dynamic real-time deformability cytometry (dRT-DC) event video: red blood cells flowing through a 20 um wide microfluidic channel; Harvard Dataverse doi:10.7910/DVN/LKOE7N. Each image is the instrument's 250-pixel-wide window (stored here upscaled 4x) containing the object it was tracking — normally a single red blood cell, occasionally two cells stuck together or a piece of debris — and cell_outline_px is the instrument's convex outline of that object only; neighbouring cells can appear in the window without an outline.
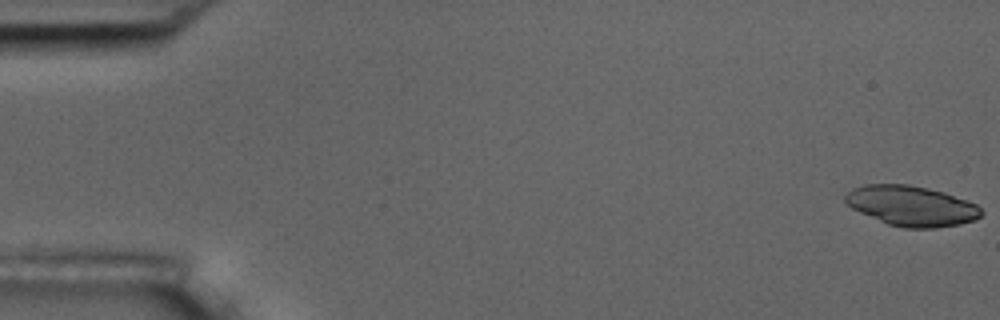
{"species": "common noctule bat (a hibernating species)", "species_latin": "Nyctalus noctula", "temperature_condition": "room temperature", "stored_images_in_passage": 55, "camera_frame_rate_fps": 3000, "um_per_image_px": 0.085, "animal": {"sex": "male", "body_mass_g": 17.5, "forearm_length_mm": 52.3}, "frame": {"image": 1, "passage_image": 1, "time_ms": 0.0, "image_size_px": [1000, 320], "cell_outline_px": [[984, 212], [976, 220], [960, 224], [936, 228], [904, 228], [888, 224], [860, 212], [852, 208], [844, 200], [844, 196], [852, 188], [864, 184], [908, 184], [928, 188], [944, 192], [976, 204]], "centroid_in_image_um": [77.48, 17.5], "position_along_channel_um": 7.5, "area_um2": 31.85}}